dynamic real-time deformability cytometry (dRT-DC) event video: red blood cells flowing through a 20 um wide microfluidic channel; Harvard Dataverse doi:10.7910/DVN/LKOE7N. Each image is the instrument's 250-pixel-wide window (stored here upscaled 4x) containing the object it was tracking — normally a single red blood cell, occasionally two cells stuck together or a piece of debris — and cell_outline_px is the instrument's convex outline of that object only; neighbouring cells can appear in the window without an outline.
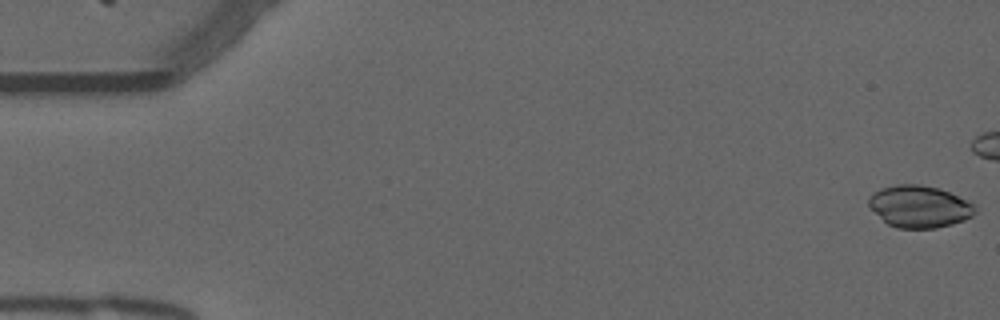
{"species": "common noctule bat (a hibernating species)", "species_latin": "Nyctalus noctula", "temperature_condition": "warm", "stored_images_in_passage": 44, "camera_frame_rate_fps": 3000, "um_per_image_px": 0.085, "animal": {"sex": "male", "forearm_length_mm": 52.5}, "frame": {"image": 1, "passage_image": 1, "time_ms": 0.0, "image_size_px": [1000, 320], "cell_outline_px": [[976, 212], [972, 216], [964, 220], [952, 224], [936, 228], [896, 228], [888, 224], [868, 208], [868, 196], [872, 192], [880, 188], [896, 184], [920, 184], [940, 188], [976, 204]], "centroid_in_image_um": [78.12, 17.54], "position_along_channel_um": 6.9, "area_um2": 26.47}}
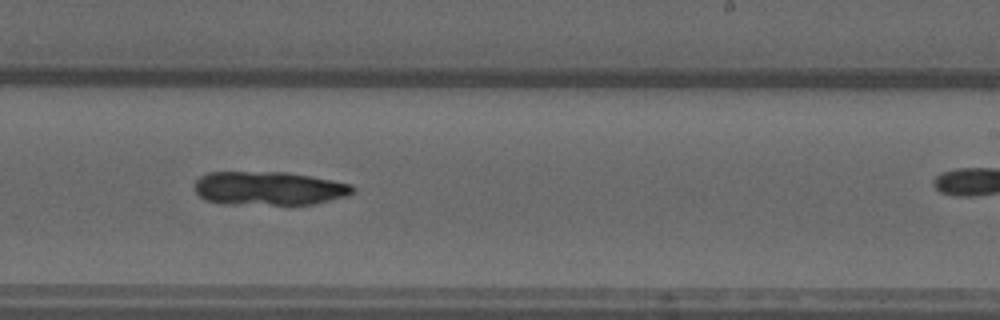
{"frame": {"image": 2, "passage_image": 33, "time_ms": 10.667, "image_size_px": [1000, 320], "cell_outline_px": [[356, 188], [348, 196], [316, 204], [220, 204], [204, 200], [196, 192], [196, 180], [200, 176], [208, 172], [288, 172], [332, 180], [352, 184]], "centroid_in_image_um": [22.87, 16.01], "position_along_channel_um": 266.1, "area_um2": 31.27}}
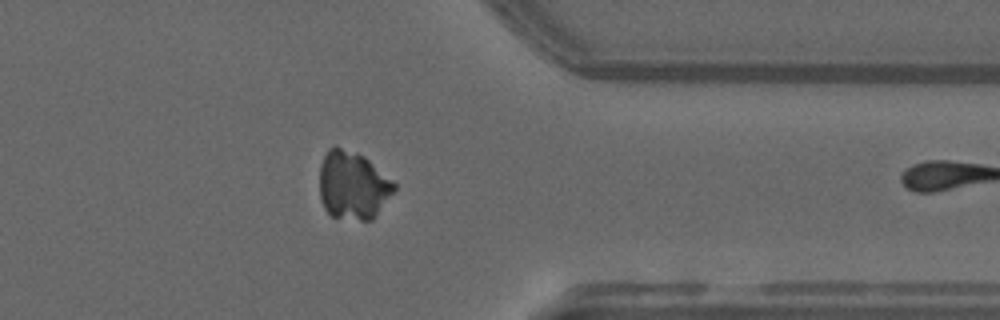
{"frame": {"image": 3, "passage_image": 43, "time_ms": 14.0, "image_size_px": [1000, 320], "cell_outline_px": [[396, 188], [372, 220], [360, 220], [332, 216], [324, 208], [320, 196], [320, 164], [328, 148], [336, 144], [356, 152], [364, 156], [392, 180], [396, 184]], "centroid_in_image_um": [29.97, 15.72], "position_along_channel_um": 381.4, "area_um2": 29.65}}